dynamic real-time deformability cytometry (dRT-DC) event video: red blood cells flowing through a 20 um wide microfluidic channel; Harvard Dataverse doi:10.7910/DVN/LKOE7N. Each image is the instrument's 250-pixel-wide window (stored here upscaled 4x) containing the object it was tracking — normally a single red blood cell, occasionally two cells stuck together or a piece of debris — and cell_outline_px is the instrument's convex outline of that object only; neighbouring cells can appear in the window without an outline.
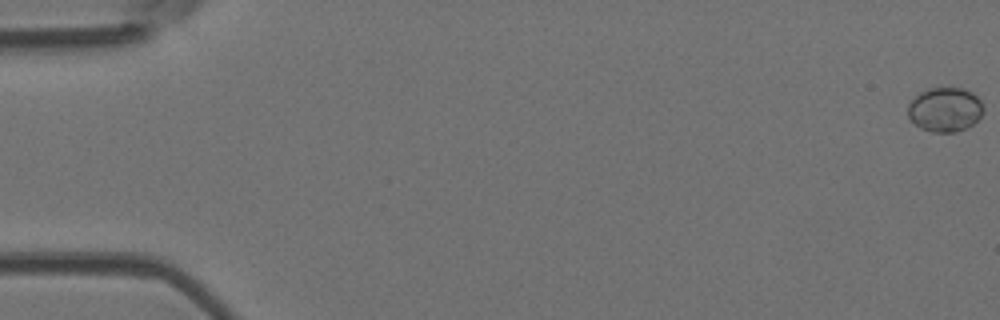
{"species": "Egyptian fruit bat (a non-hibernating species)", "species_latin": "Rousettus aegyptiacus", "temperature_condition": "room temperature", "stored_images_in_passage": 51, "camera_frame_rate_fps": 3000, "um_per_image_px": 0.085, "animal": {"sex": "female"}, "frame": {"image": 1, "passage_image": 1, "time_ms": 0.0, "image_size_px": [1000, 320], "cell_outline_px": [[984, 108], [980, 116], [968, 128], [956, 132], [932, 132], [920, 128], [908, 116], [908, 104], [920, 92], [928, 88], [964, 88], [972, 92], [980, 100]], "centroid_in_image_um": [80.33, 9.31], "position_along_channel_um": 4.7, "area_um2": 19.48}}
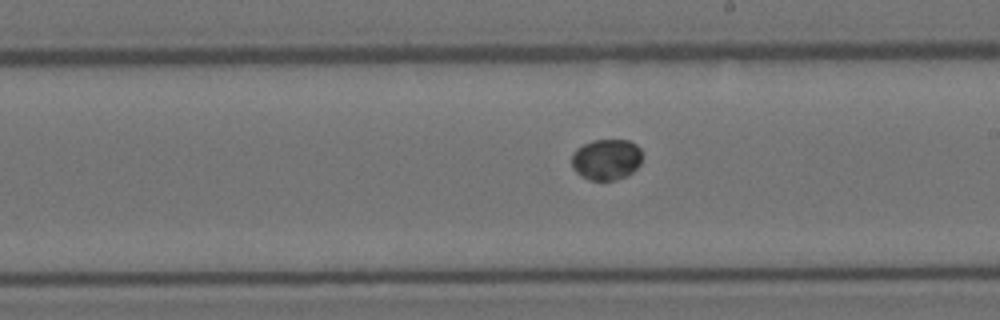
{"frame": {"image": 2, "passage_image": 30, "time_ms": 9.667, "image_size_px": [1000, 320], "cell_outline_px": [[640, 164], [632, 172], [616, 180], [592, 180], [580, 176], [572, 168], [572, 152], [576, 148], [592, 140], [628, 140], [636, 144], [640, 148]], "centroid_in_image_um": [51.51, 13.55], "position_along_channel_um": 237.5, "area_um2": 16.82}}
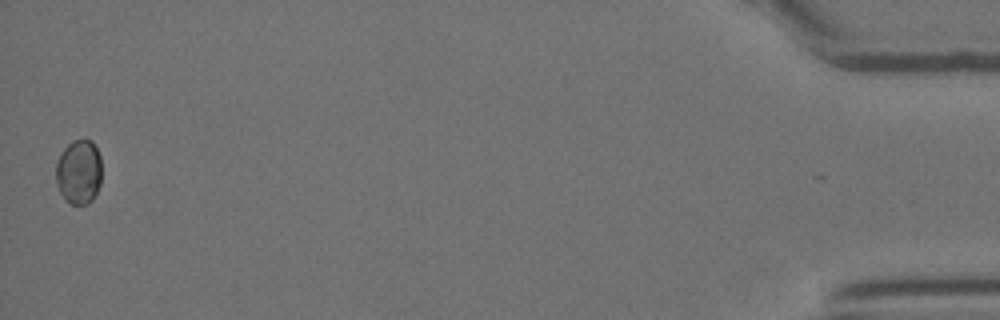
{"frame": {"image": 3, "passage_image": 51, "time_ms": 16.667, "image_size_px": [1000, 320], "cell_outline_px": [[100, 184], [92, 200], [88, 204], [68, 204], [64, 200], [56, 184], [56, 160], [60, 152], [72, 140], [92, 140], [100, 156]], "centroid_in_image_um": [6.67, 14.62], "position_along_channel_um": 428.5, "area_um2": 17.4}}